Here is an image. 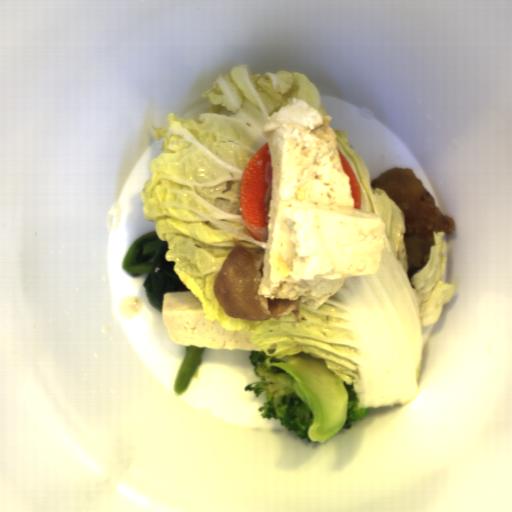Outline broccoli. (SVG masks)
<instances>
[{
    "label": "broccoli",
    "mask_w": 512,
    "mask_h": 512,
    "mask_svg": "<svg viewBox=\"0 0 512 512\" xmlns=\"http://www.w3.org/2000/svg\"><path fill=\"white\" fill-rule=\"evenodd\" d=\"M247 359L260 381L247 384L243 391L252 392L255 399L263 393L261 418L279 420L301 440L325 443L370 413V408H360L354 385H347L310 353L277 359L251 350Z\"/></svg>",
    "instance_id": "broccoli-1"
}]
</instances>
